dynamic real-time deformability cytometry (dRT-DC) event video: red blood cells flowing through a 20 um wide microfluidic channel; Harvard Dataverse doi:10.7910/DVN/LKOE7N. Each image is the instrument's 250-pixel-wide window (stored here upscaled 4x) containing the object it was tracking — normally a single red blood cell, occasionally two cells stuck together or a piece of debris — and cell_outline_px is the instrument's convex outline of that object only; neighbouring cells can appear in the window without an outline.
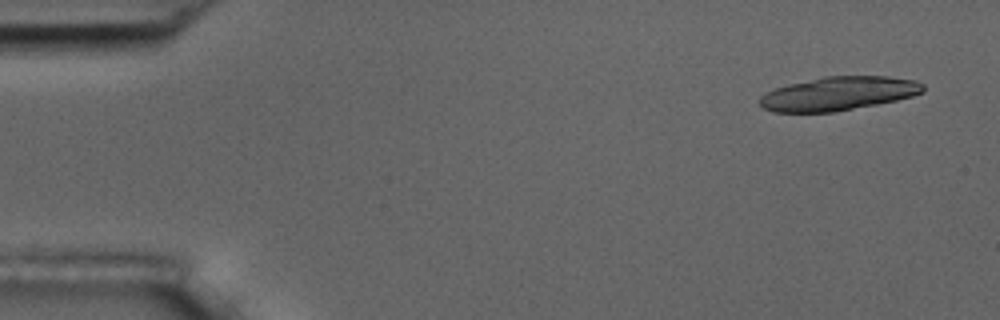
{"species": "common noctule bat (a hibernating species)", "species_latin": "Nyctalus noctula", "temperature_condition": "room temperature", "stored_images_in_passage": 7, "camera_frame_rate_fps": 3000, "um_per_image_px": 0.085, "animal": {"sex": "male", "body_mass_g": 17.5, "forearm_length_mm": 52.3}, "frame": {"image": 1, "passage_image": 1, "time_ms": 0.0, "image_size_px": [1000, 320], "cell_outline_px": [[924, 92], [912, 96], [896, 100], [836, 112], [772, 112], [764, 108], [760, 104], [760, 96], [776, 88], [788, 84], [824, 76], [888, 76], [916, 80], [924, 84]], "centroid_in_image_um": [71.29, 7.95], "position_along_channel_um": 13.7, "area_um2": 32.08}}